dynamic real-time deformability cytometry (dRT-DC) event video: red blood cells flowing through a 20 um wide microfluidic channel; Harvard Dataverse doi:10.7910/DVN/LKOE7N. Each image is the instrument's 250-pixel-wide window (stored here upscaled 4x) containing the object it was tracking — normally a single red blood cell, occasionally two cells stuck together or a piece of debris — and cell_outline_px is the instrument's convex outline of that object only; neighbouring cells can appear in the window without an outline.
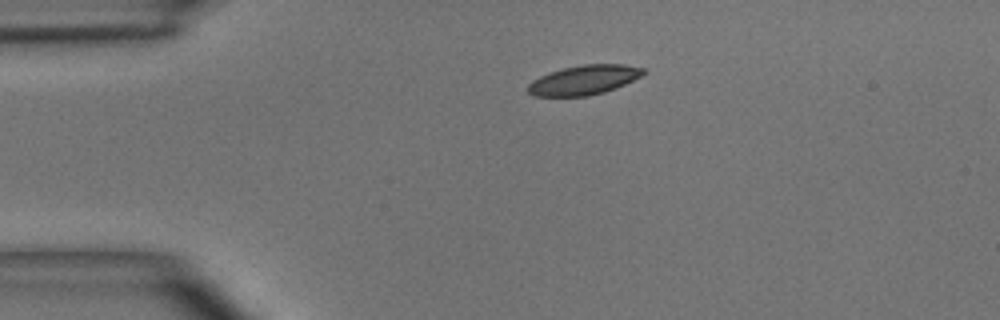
{"species": "common noctule bat (a hibernating species)", "species_latin": "Nyctalus noctula", "temperature_condition": "room temperature", "stored_images_in_passage": 41, "camera_frame_rate_fps": 3000, "um_per_image_px": 0.085, "animal": {"sex": "male", "body_mass_g": 15.6}, "frame": {"image": 1, "passage_image": 1, "time_ms": 0.0, "image_size_px": [1000, 320], "cell_outline_px": [[648, 72], [624, 84], [604, 92], [588, 96], [532, 96], [524, 88], [532, 80], [548, 72], [580, 64], [624, 64], [644, 68]], "centroid_in_image_um": [49.59, 6.79], "position_along_channel_um": 35.4, "area_um2": 20.0}}
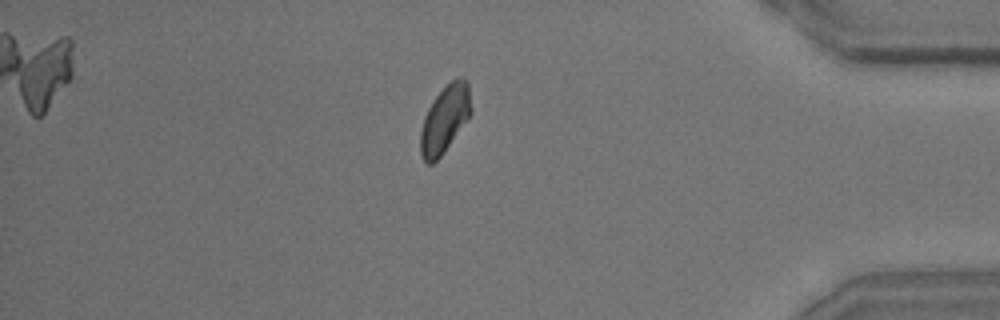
{"frame": {"image": 2, "passage_image": 34, "time_ms": 11.0, "image_size_px": [1000, 320], "cell_outline_px": [[472, 112], [444, 152], [432, 164], [428, 164], [420, 156], [420, 132], [424, 116], [428, 108], [436, 96], [452, 80], [460, 76], [468, 80], [472, 108]], "centroid_in_image_um": [37.81, 10.12], "position_along_channel_um": 397.4, "area_um2": 19.77}}
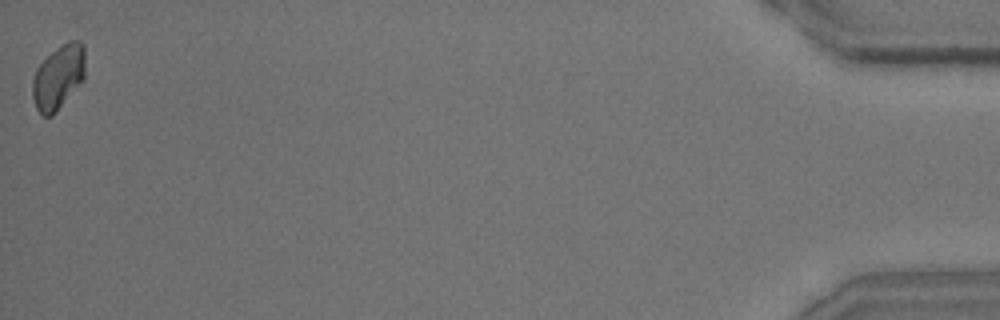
{"frame": {"image": 3, "passage_image": 41, "time_ms": 13.333, "image_size_px": [1000, 320], "cell_outline_px": [[84, 80], [56, 112], [52, 116], [44, 116], [36, 108], [32, 96], [32, 80], [36, 68], [56, 48], [68, 40], [80, 40], [84, 44]], "centroid_in_image_um": [4.97, 6.55], "position_along_channel_um": 430.2, "area_um2": 19.83}, "authors_computed_cell_mechanics": {"area_um2": 20.1144, "velocity_mm_per_s": 3.9129, "shape_relaxation_time_tau1_ms": 2.6494, "shape_relaxation_time_tau2_ms": 2.0282, "deformation_change_tau1": 0.0826, "deformation_change_tau2": 0.0577}}